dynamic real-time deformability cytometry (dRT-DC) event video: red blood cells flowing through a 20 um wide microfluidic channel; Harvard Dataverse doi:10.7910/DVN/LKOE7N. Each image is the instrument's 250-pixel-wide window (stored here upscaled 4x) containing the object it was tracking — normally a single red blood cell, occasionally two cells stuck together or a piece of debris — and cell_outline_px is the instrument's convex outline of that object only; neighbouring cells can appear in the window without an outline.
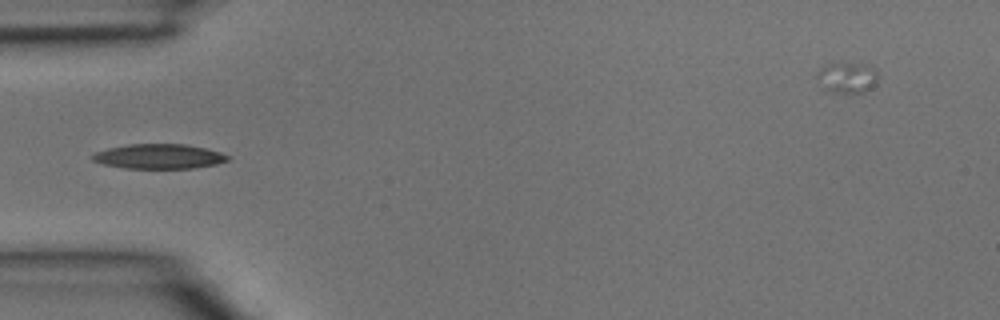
{"species": "common noctule bat (a hibernating species)", "species_latin": "Nyctalus noctula", "temperature_condition": "room temperature", "stored_images_in_passage": 4, "camera_frame_rate_fps": 3000, "um_per_image_px": 0.085, "animal": {"sex": "male", "body_mass_g": 15.6}, "frame": {"image": 1, "passage_image": 4, "time_ms": 1.0, "image_size_px": [1000, 320], "cell_outline_px": [[232, 156], [228, 160], [216, 164], [196, 168], [124, 168], [104, 164], [92, 160], [92, 156], [96, 152], [108, 148], [128, 144], [184, 144], [204, 148], [220, 152]], "centroid_in_image_um": [13.54, 13.29], "position_along_channel_um": 71.5, "area_um2": 19.42}}